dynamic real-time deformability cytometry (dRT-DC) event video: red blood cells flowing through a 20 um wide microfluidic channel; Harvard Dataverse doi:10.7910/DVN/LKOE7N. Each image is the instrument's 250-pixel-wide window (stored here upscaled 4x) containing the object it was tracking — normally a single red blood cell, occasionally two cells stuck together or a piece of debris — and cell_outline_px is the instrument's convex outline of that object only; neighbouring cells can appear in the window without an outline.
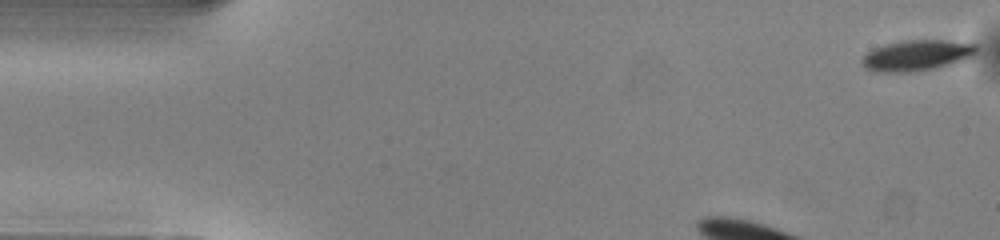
{"species": "common noctule bat (a hibernating species)", "species_latin": "Nyctalus noctula", "temperature_condition": "warm", "stored_images_in_passage": 47, "camera_frame_rate_fps": 3000, "um_per_image_px": 0.085, "animal": {"sex": "male", "body_mass_g": 13.0, "forearm_length_mm": 53.1}, "frame": {"image": 1, "passage_image": 1, "time_ms": 0.0, "image_size_px": [1000, 240], "cell_outline_px": [[976, 52], [972, 56], [964, 60], [932, 68], [912, 72], [872, 72], [864, 68], [860, 60], [868, 52], [884, 44], [904, 40], [948, 40], [976, 44]], "centroid_in_image_um": [77.89, 4.71], "position_along_channel_um": 7.1, "area_um2": 20.46}}
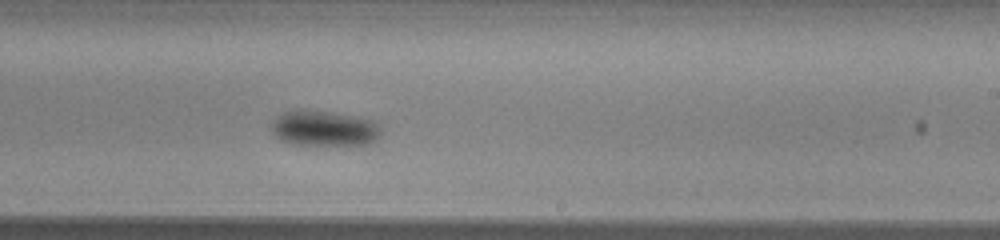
{"frame": {"image": 2, "passage_image": 25, "time_ms": 8.0, "image_size_px": [1000, 240], "cell_outline_px": [[380, 136], [376, 140], [368, 144], [292, 144], [280, 140], [272, 132], [272, 120], [276, 116], [284, 112], [296, 108], [328, 112], [376, 120], [380, 124]], "centroid_in_image_um": [27.54, 10.89], "position_along_channel_um": 261.5, "area_um2": 22.72}}
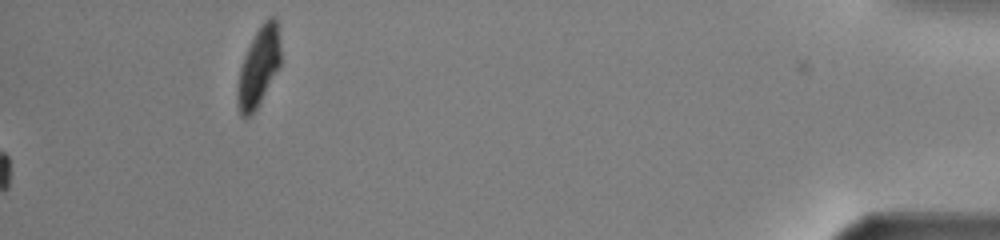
{"frame": {"image": 3, "passage_image": 47, "time_ms": 15.333, "image_size_px": [1000, 240], "cell_outline_px": [[280, 64], [256, 108], [248, 116], [240, 116], [236, 104], [236, 88], [240, 68], [244, 56], [256, 32], [264, 20], [268, 16], [276, 16], [280, 44]], "centroid_in_image_um": [21.96, 5.66], "position_along_channel_um": 413.2, "area_um2": 19.59}, "authors_computed_cell_mechanics": {"area_um2": 21.0392, "velocity_mm_per_s": 3.9856, "shape_relaxation_time_tau1_ms": 1.4211, "shape_relaxation_time_tau2_ms": null, "deformation_change_tau1": 0.0852, "deformation_change_tau2": null}}